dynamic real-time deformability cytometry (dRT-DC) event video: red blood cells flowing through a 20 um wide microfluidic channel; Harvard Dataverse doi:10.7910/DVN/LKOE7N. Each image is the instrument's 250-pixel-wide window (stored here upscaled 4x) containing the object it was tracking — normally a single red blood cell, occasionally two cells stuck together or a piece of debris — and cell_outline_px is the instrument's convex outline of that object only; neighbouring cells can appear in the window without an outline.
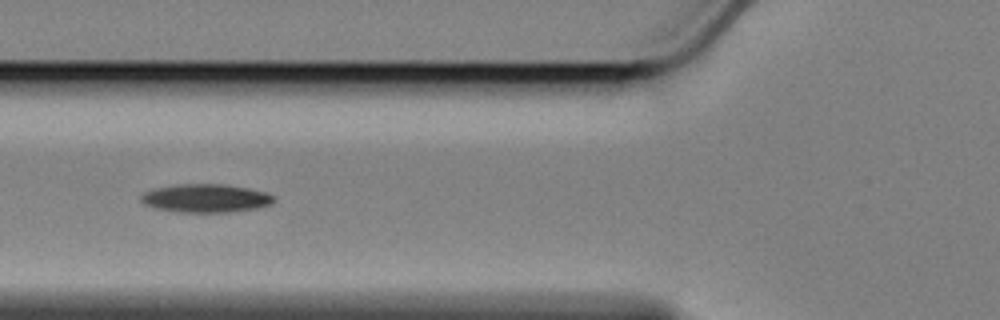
{"species": "Egyptian fruit bat (a non-hibernating species)", "species_latin": "Rousettus aegyptiacus", "temperature_condition": "cold", "stored_images_in_passage": 19, "camera_frame_rate_fps": 3000, "um_per_image_px": 0.085, "animal": {"sex": "female"}, "frame": {"image": 1, "passage_image": 6, "time_ms": 1.667, "image_size_px": [1000, 320], "cell_outline_px": [[276, 200], [272, 204], [256, 208], [232, 212], [172, 212], [156, 208], [144, 204], [140, 200], [140, 196], [144, 192], [152, 188], [176, 184], [224, 184], [248, 188], [264, 192], [272, 196]], "centroid_in_image_um": [17.44, 16.85], "position_along_channel_um": 108.4, "area_um2": 22.14}}
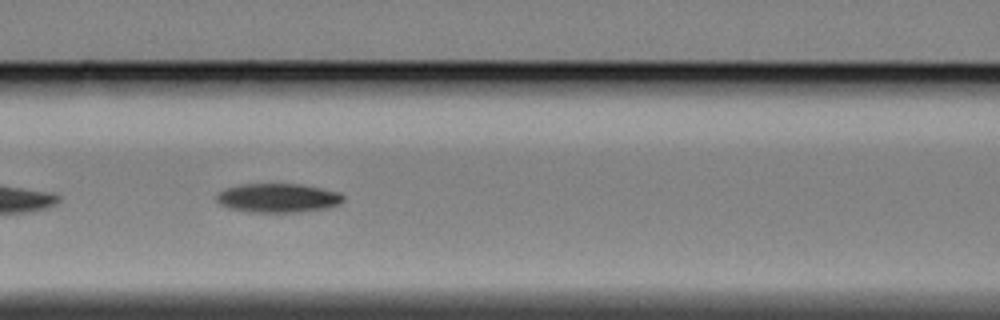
{"frame": {"image": 2, "passage_image": 9, "time_ms": 2.667, "image_size_px": [1000, 320], "cell_outline_px": [[344, 200], [340, 204], [328, 208], [304, 212], [248, 212], [228, 208], [220, 204], [216, 200], [216, 192], [224, 188], [240, 184], [300, 184], [340, 192], [344, 196]], "centroid_in_image_um": [23.61, 16.83], "position_along_channel_um": 143.0, "area_um2": 21.79}}